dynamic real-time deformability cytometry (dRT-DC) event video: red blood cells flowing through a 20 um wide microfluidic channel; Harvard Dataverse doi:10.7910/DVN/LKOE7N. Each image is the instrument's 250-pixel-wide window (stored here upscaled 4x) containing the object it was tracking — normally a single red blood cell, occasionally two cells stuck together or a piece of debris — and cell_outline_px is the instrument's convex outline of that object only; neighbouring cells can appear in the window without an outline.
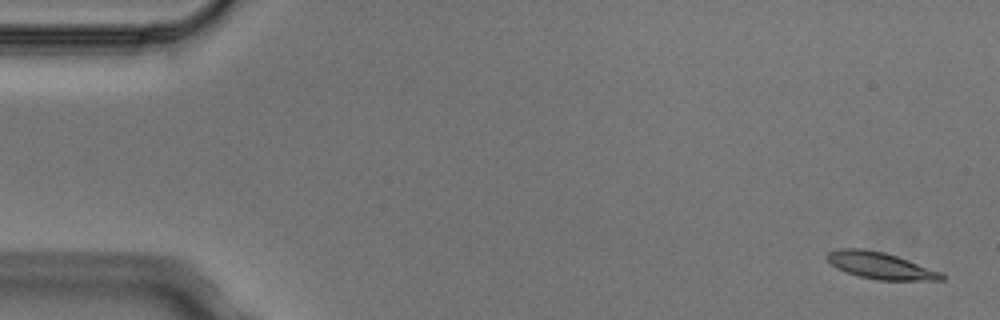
{"species": "Egyptian fruit bat (a non-hibernating species)", "species_latin": "Rousettus aegyptiacus", "temperature_condition": "cold", "stored_images_in_passage": 4, "camera_frame_rate_fps": 3000, "um_per_image_px": 0.085, "animal": {"sex": "male"}, "frame": {"image": 1, "passage_image": 1, "time_ms": 0.0, "image_size_px": [1000, 320], "cell_outline_px": [[948, 276], [944, 280], [876, 280], [860, 276], [836, 268], [824, 256], [828, 252], [840, 248], [864, 248], [884, 252], [944, 272]], "centroid_in_image_um": [74.88, 22.57], "position_along_channel_um": 10.1, "area_um2": 17.98}}
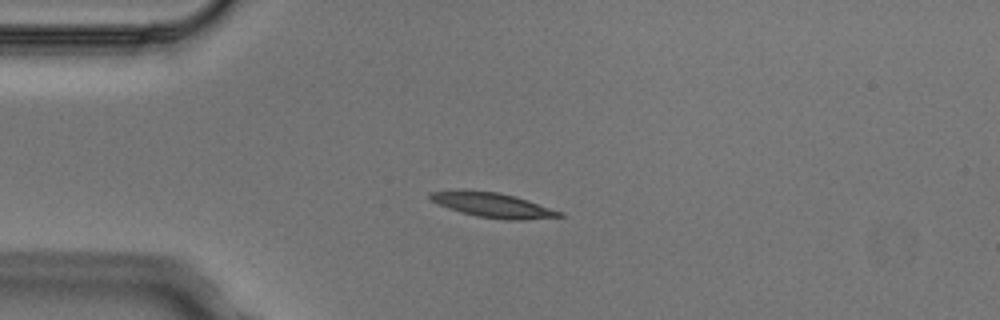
{"frame": {"image": 2, "passage_image": 4, "time_ms": 1.0, "image_size_px": [1000, 320], "cell_outline_px": [[564, 216], [524, 220], [504, 220], [476, 216], [460, 212], [448, 208], [432, 200], [428, 196], [428, 192], [460, 188], [464, 188], [500, 192], [516, 196], [564, 212]], "centroid_in_image_um": [41.86, 17.4], "position_along_channel_um": 43.1, "area_um2": 19.19}}